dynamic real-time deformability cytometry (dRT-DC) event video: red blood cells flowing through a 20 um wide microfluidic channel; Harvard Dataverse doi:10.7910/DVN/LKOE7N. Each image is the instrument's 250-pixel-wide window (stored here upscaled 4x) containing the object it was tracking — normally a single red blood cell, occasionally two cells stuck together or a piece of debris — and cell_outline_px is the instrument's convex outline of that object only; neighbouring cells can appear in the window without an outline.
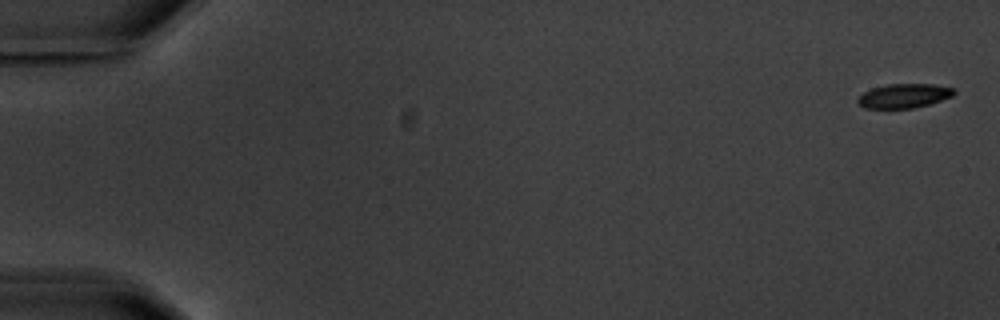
{"species": "common noctule bat (a hibernating species)", "species_latin": "Nyctalus noctula", "temperature_condition": "warm", "stored_images_in_passage": 7, "camera_frame_rate_fps": 3000, "um_per_image_px": 0.085, "animal": {"sex": "male", "body_mass_g": 20.1, "forearm_length_mm": 53.5}, "frame": {"image": 1, "passage_image": 1, "time_ms": 0.0, "image_size_px": [1000, 320], "cell_outline_px": [[956, 92], [952, 96], [928, 104], [912, 108], [864, 108], [856, 100], [864, 92], [872, 88], [888, 84], [936, 84], [956, 88]], "centroid_in_image_um": [76.87, 8.13], "position_along_channel_um": 8.1, "area_um2": 13.53}}
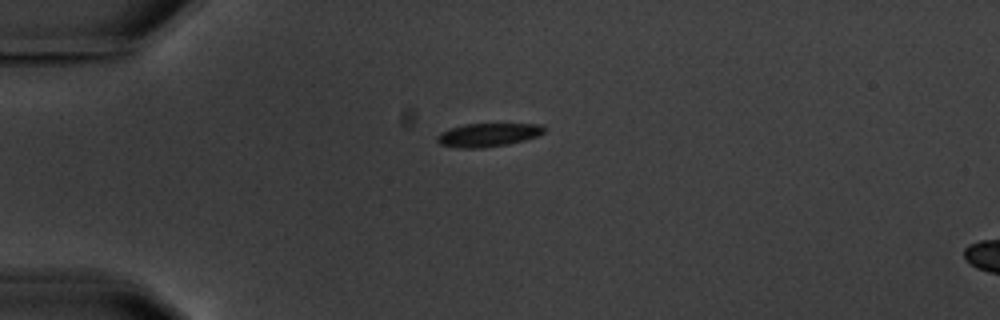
{"frame": {"image": 2, "passage_image": 5, "time_ms": 4.667, "image_size_px": [1000, 320], "cell_outline_px": [[544, 132], [536, 136], [524, 140], [508, 144], [480, 148], [456, 148], [440, 144], [436, 140], [436, 136], [440, 132], [452, 128], [468, 124], [540, 124], [544, 128]], "centroid_in_image_um": [41.44, 11.47], "position_along_channel_um": 43.6, "area_um2": 14.45}}
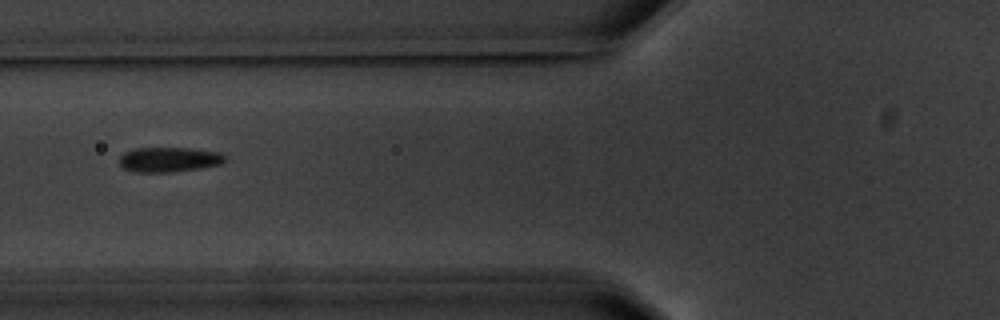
{"frame": {"image": 3, "passage_image": 7, "time_ms": 7.333, "image_size_px": [1000, 320], "cell_outline_px": [[228, 160], [220, 164], [172, 172], [136, 172], [124, 168], [120, 164], [120, 156], [124, 152], [136, 148], [192, 148], [220, 152], [228, 156]], "centroid_in_image_um": [14.41, 13.55], "position_along_channel_um": 111.4, "area_um2": 15.32}}